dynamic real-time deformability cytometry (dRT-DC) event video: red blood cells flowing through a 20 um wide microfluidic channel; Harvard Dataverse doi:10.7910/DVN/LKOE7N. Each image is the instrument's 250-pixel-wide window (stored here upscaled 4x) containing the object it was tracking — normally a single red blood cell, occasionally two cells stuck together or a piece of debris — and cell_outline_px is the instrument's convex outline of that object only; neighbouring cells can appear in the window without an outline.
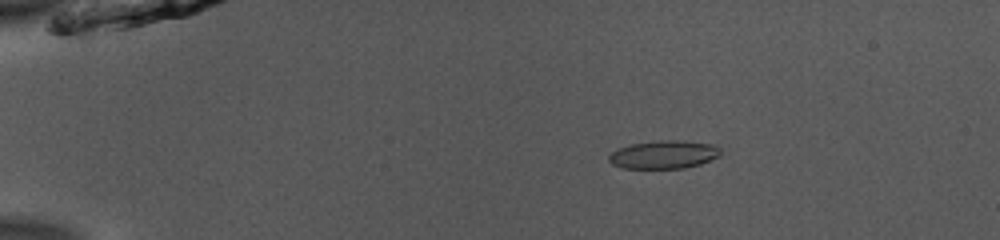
{"species": "common noctule bat (a hibernating species)", "species_latin": "Nyctalus noctula", "temperature_condition": "room temperature", "stored_images_in_passage": 51, "camera_frame_rate_fps": 3000, "um_per_image_px": 0.085, "animal": {"sex": "male", "body_mass_g": 13.0, "forearm_length_mm": 53.1}, "frame": {"image": 1, "passage_image": 9, "time_ms": 2.667, "image_size_px": [1000, 240], "cell_outline_px": [[720, 156], [700, 164], [684, 168], [624, 168], [612, 164], [608, 160], [608, 156], [612, 152], [620, 148], [632, 144], [660, 140], [684, 140], [716, 144], [720, 148]], "centroid_in_image_um": [56.47, 13.13], "position_along_channel_um": 28.5, "area_um2": 18.38}}
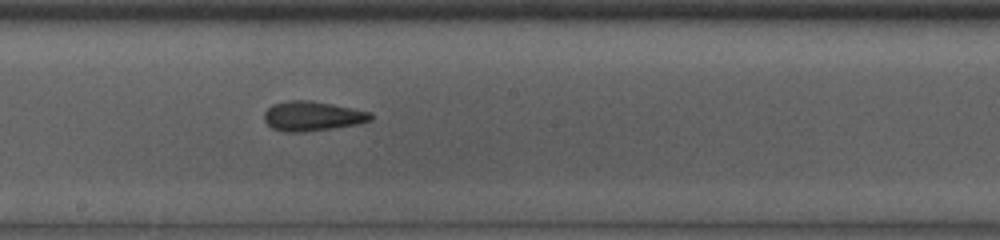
{"frame": {"image": 2, "passage_image": 29, "time_ms": 9.333, "image_size_px": [1000, 240], "cell_outline_px": [[372, 120], [356, 124], [332, 128], [304, 132], [284, 132], [272, 128], [264, 120], [264, 112], [272, 104], [292, 100], [312, 100], [372, 112]], "centroid_in_image_um": [26.53, 9.86], "position_along_channel_um": 221.7, "area_um2": 18.38}}
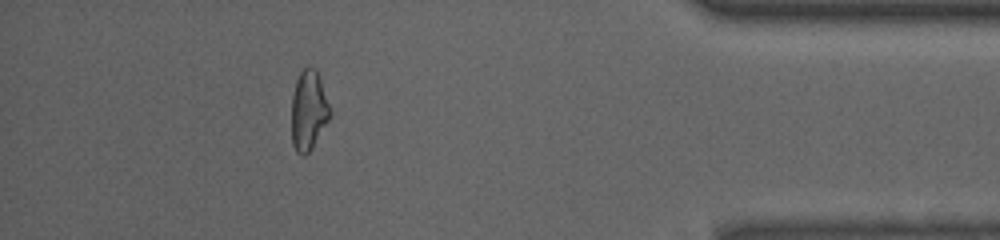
{"frame": {"image": 3, "passage_image": 46, "time_ms": 15.0, "image_size_px": [1000, 240], "cell_outline_px": [[332, 112], [328, 120], [312, 148], [304, 156], [300, 156], [296, 152], [292, 144], [292, 96], [296, 80], [300, 72], [308, 64], [316, 68]], "centroid_in_image_um": [26.22, 9.37], "position_along_channel_um": 409.0, "area_um2": 17.98}, "authors_computed_cell_mechanics": {"area_um2": 18.3804, "velocity_mm_per_s": 3.9498, "shape_relaxation_time_tau1_ms": 5.5415, "shape_relaxation_time_tau2_ms": 2.2664, "deformation_change_tau1": 0.1623, "deformation_change_tau2": 0.1019}}